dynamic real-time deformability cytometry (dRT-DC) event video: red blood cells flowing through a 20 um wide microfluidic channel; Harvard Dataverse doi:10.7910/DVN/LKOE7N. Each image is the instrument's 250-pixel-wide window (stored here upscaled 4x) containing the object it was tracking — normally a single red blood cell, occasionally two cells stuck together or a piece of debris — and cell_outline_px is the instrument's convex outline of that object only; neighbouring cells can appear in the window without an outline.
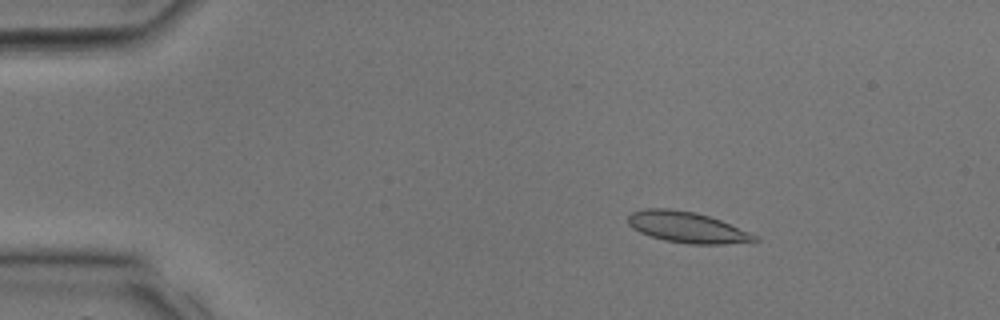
{"species": "common noctule bat (a hibernating species)", "species_latin": "Nyctalus noctula", "temperature_condition": "room temperature", "stored_images_in_passage": 32, "camera_frame_rate_fps": 3000, "um_per_image_px": 0.085, "animal": {"sex": "male", "body_mass_g": 17.9, "forearm_length_mm": 54.2}, "frame": {"image": 1, "passage_image": 6, "time_ms": 1.667, "image_size_px": [1000, 320], "cell_outline_px": [[760, 240], [724, 244], [688, 244], [664, 240], [640, 232], [632, 228], [628, 224], [628, 216], [632, 212], [644, 208], [668, 208], [696, 212], [720, 220], [748, 232], [756, 236]], "centroid_in_image_um": [58.35, 19.31], "position_along_channel_um": 26.7, "area_um2": 22.6}}
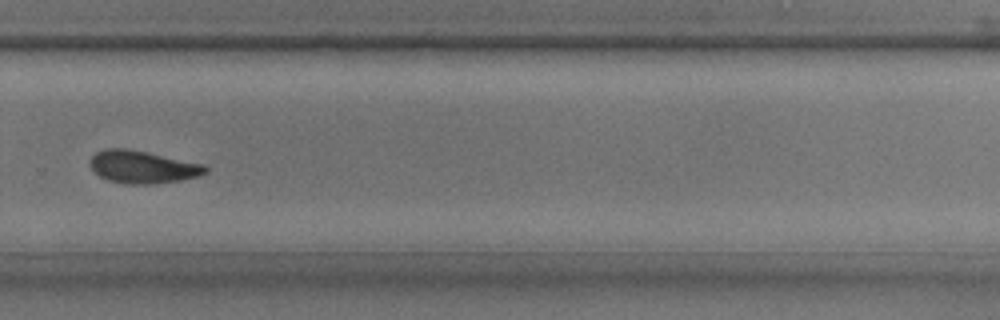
{"frame": {"image": 2, "passage_image": 23, "time_ms": 7.333, "image_size_px": [1000, 320], "cell_outline_px": [[208, 172], [196, 176], [180, 180], [152, 184], [128, 184], [108, 180], [100, 176], [88, 164], [88, 160], [96, 152], [104, 148], [128, 148], [148, 152], [204, 164], [208, 168]], "centroid_in_image_um": [12.09, 14.18], "position_along_channel_um": 317.7, "area_um2": 21.96}}
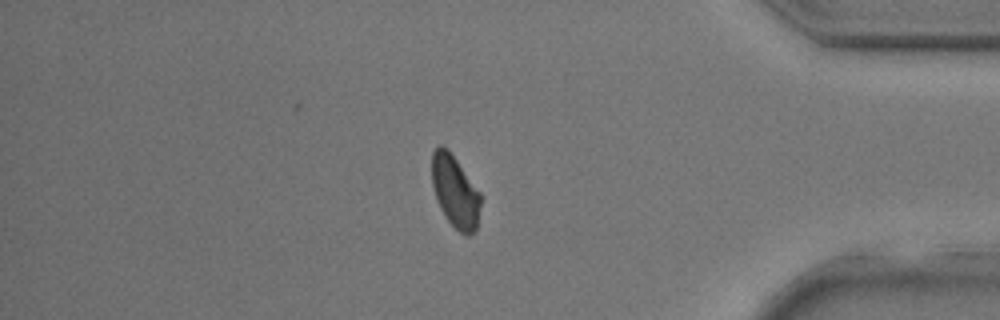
{"frame": {"image": 3, "passage_image": 28, "time_ms": 9.0, "image_size_px": [1000, 320], "cell_outline_px": [[480, 204], [476, 228], [468, 236], [464, 236], [448, 220], [440, 208], [436, 200], [432, 184], [432, 152], [440, 144], [448, 148], [480, 192]], "centroid_in_image_um": [38.66, 16.25], "position_along_channel_um": 396.5, "area_um2": 20.35}}